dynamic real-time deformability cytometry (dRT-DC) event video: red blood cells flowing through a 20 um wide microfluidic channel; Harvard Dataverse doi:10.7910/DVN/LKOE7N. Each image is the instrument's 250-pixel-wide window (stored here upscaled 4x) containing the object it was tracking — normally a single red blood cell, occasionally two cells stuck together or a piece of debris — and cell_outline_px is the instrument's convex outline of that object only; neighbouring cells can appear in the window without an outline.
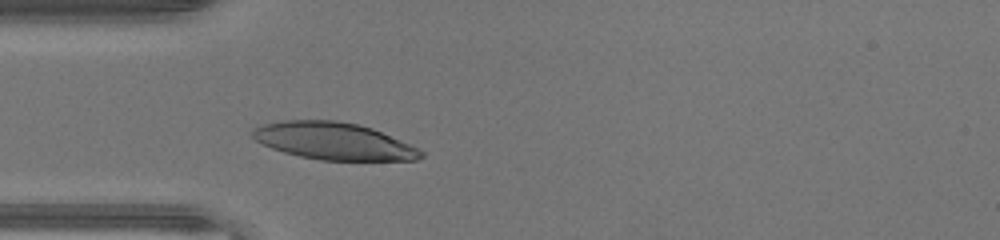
{"species": "human", "species_latin": "Homo sapiens", "temperature_condition": "warm", "stored_images_in_passage": 26, "camera_frame_rate_fps": 3000, "um_per_image_px": 0.085, "donor": {"sex": "male"}, "frame": {"image": 1, "passage_image": 1, "time_ms": 0.0, "image_size_px": [1000, 240], "cell_outline_px": [[424, 156], [416, 160], [320, 160], [300, 156], [284, 152], [272, 148], [256, 140], [252, 136], [252, 128], [264, 124], [280, 120], [336, 120], [356, 124], [372, 128], [408, 144], [424, 152]], "centroid_in_image_um": [28.33, 11.99], "position_along_channel_um": 56.7, "area_um2": 36.13}}
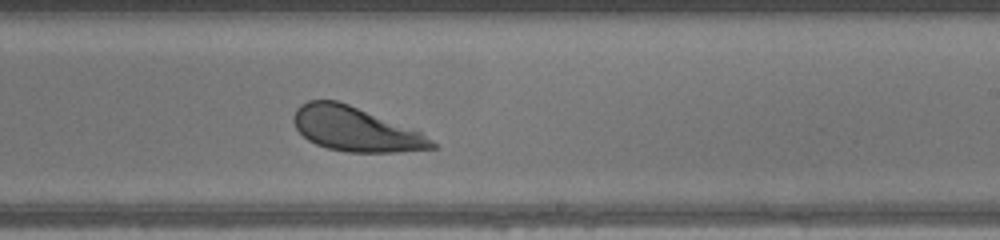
{"frame": {"image": 2, "passage_image": 15, "time_ms": 4.667, "image_size_px": [1000, 240], "cell_outline_px": [[440, 148], [396, 152], [348, 152], [328, 148], [316, 144], [308, 140], [296, 128], [292, 120], [292, 116], [296, 108], [300, 104], [308, 100], [336, 100], [348, 104], [420, 132], [432, 140]], "centroid_in_image_um": [30.18, 10.98], "position_along_channel_um": 258.8, "area_um2": 35.37}}
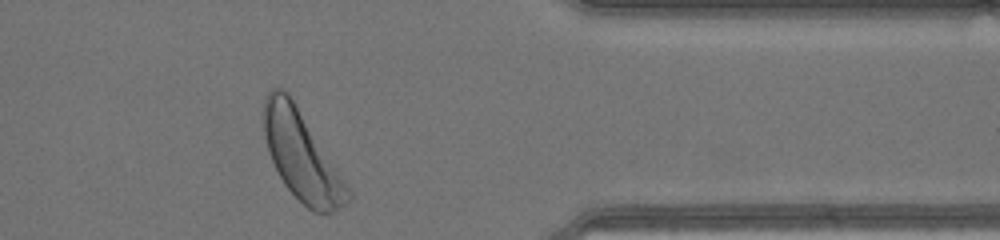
{"frame": {"image": 3, "passage_image": 25, "time_ms": 8.0, "image_size_px": [1000, 240], "cell_outline_px": [[352, 196], [340, 208], [332, 212], [312, 212], [284, 184], [268, 152], [264, 136], [260, 116], [264, 96], [272, 88], [284, 88], [288, 92], [348, 184], [352, 192]], "centroid_in_image_um": [25.6, 13.18], "position_along_channel_um": 385.8, "area_um2": 43.7}, "authors_computed_cell_mechanics": {"area_um2": 36.414, "velocity_mm_per_s": 4.3983, "shape_relaxation_time_tau1_ms": 1.4288, "shape_relaxation_time_tau2_ms": null, "deformation_change_tau1": 0.1277, "deformation_change_tau2": null}}